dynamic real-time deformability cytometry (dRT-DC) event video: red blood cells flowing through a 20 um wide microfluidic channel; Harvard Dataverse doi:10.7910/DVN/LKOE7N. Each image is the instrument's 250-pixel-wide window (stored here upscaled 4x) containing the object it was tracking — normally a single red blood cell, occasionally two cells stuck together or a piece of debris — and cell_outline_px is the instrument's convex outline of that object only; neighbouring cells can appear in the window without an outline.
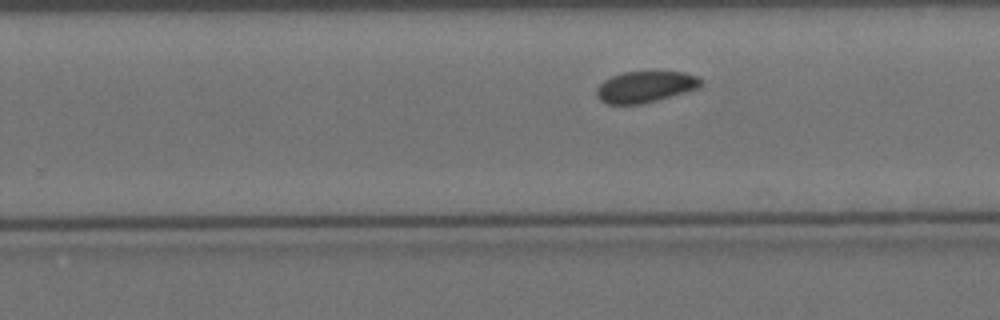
{"species": "Egyptian fruit bat (a non-hibernating species)", "species_latin": "Rousettus aegyptiacus", "temperature_condition": "cold", "stored_images_in_passage": 10, "segment_of_instrument_passage": [2, 2], "camera_frame_rate_fps": 3000, "um_per_image_px": 0.085, "animal": {"sex": "female"}, "frame": {"image": 1, "passage_image": 10, "time_ms": 11.333, "image_size_px": [1000, 320], "cell_outline_px": [[700, 88], [656, 100], [640, 104], [608, 104], [600, 100], [596, 96], [596, 88], [604, 80], [612, 76], [624, 72], [684, 72], [700, 76]], "centroid_in_image_um": [54.84, 7.38], "position_along_channel_um": 275.0, "area_um2": 18.9}}